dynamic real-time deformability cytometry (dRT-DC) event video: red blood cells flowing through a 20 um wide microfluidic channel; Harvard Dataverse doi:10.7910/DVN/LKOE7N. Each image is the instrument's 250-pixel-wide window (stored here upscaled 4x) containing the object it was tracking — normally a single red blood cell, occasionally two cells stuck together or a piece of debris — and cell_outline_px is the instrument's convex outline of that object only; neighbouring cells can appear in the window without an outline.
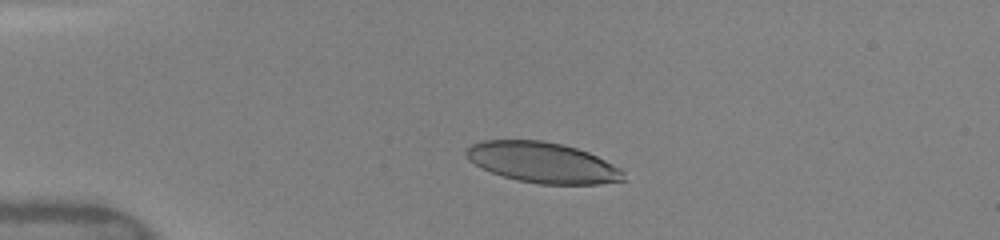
{"species": "human", "species_latin": "Homo sapiens", "temperature_condition": "warm", "stored_images_in_passage": 15, "camera_frame_rate_fps": 3000, "um_per_image_px": 0.085, "donor": {"sex": "female"}, "frame": {"image": 1, "passage_image": 1, "time_ms": 0.0, "image_size_px": [1000, 240], "cell_outline_px": [[628, 180], [600, 184], [540, 184], [516, 180], [492, 172], [468, 160], [464, 152], [472, 144], [484, 140], [540, 140], [560, 144], [576, 148], [588, 152], [620, 168], [624, 172]], "centroid_in_image_um": [46.15, 13.82], "position_along_channel_um": 38.9, "area_um2": 37.05}}
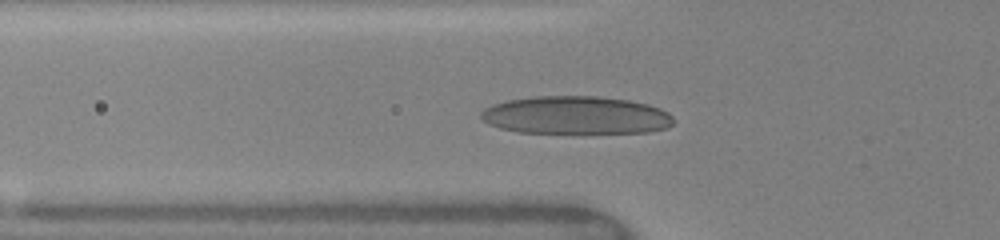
{"frame": {"image": 2, "passage_image": 11, "time_ms": 2.0, "image_size_px": [1000, 240], "cell_outline_px": [[672, 124], [668, 128], [648, 132], [520, 132], [500, 128], [488, 124], [480, 116], [480, 112], [484, 108], [492, 104], [508, 100], [536, 96], [596, 96], [628, 100], [648, 104], [660, 108], [668, 112], [672, 116]], "centroid_in_image_um": [48.94, 9.78], "position_along_channel_um": 76.9, "area_um2": 42.37}}